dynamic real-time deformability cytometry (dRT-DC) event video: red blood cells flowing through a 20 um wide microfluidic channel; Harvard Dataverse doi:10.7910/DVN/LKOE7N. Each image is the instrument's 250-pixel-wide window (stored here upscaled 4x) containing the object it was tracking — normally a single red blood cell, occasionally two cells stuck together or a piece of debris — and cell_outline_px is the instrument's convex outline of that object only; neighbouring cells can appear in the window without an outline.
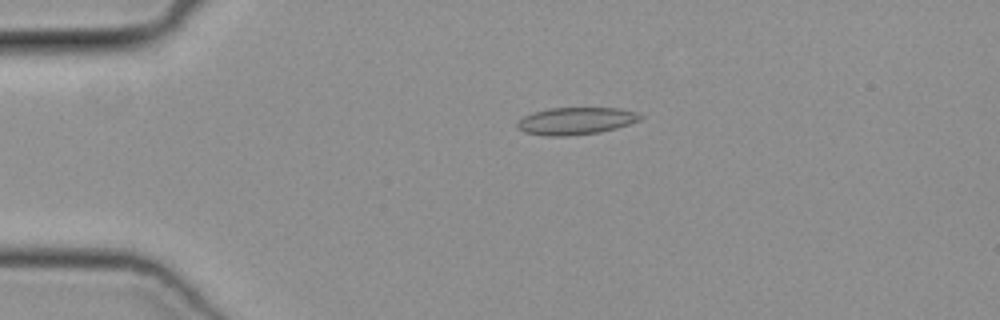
{"species": "common noctule bat (a hibernating species)", "species_latin": "Nyctalus noctula", "temperature_condition": "cold", "stored_images_in_passage": 46, "camera_frame_rate_fps": 3000, "um_per_image_px": 0.085, "animal": {"sex": "female", "body_mass_g": 19.3, "forearm_length_mm": 54.1}, "frame": {"image": 1, "passage_image": 8, "time_ms": 2.333, "image_size_px": [1000, 320], "cell_outline_px": [[644, 116], [640, 120], [616, 128], [600, 132], [568, 136], [548, 136], [524, 132], [516, 124], [524, 116], [532, 112], [548, 108], [620, 108], [636, 112]], "centroid_in_image_um": [48.96, 10.27], "position_along_channel_um": 36.0, "area_um2": 19.48}}
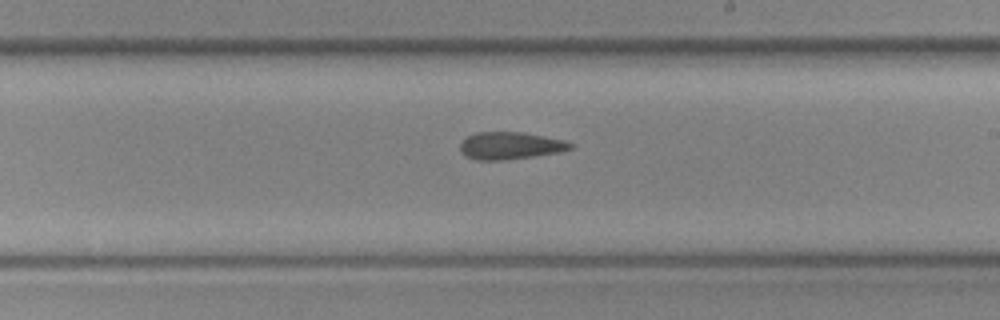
{"frame": {"image": 2, "passage_image": 26, "time_ms": 8.333, "image_size_px": [1000, 320], "cell_outline_px": [[572, 148], [560, 152], [504, 160], [476, 160], [464, 156], [460, 152], [460, 144], [468, 136], [476, 132], [524, 132], [564, 140], [572, 144]], "centroid_in_image_um": [43.34, 12.38], "position_along_channel_um": 245.7, "area_um2": 17.51}}
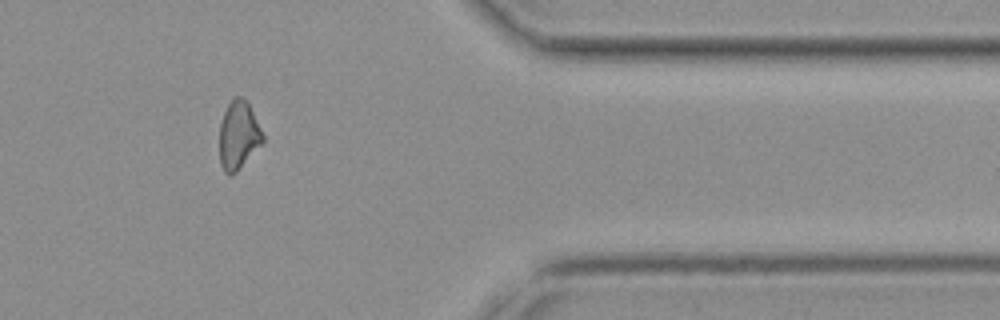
{"frame": {"image": 3, "passage_image": 38, "time_ms": 12.333, "image_size_px": [1000, 320], "cell_outline_px": [[264, 140], [236, 172], [232, 176], [228, 176], [224, 172], [220, 164], [220, 124], [224, 112], [232, 96], [244, 96], [248, 100], [264, 136]], "centroid_in_image_um": [20.26, 11.45], "position_along_channel_um": 391.1, "area_um2": 17.34}}